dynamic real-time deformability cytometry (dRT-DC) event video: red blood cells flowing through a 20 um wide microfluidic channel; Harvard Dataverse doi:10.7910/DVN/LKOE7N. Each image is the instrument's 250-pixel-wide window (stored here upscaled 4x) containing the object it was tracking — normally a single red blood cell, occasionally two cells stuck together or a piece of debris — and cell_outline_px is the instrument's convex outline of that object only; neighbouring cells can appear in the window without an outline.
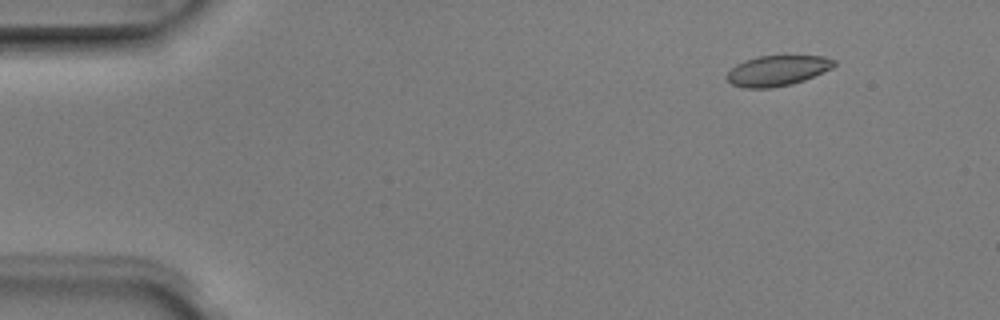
{"species": "Egyptian fruit bat (a non-hibernating species)", "species_latin": "Rousettus aegyptiacus", "temperature_condition": "room temperature", "stored_images_in_passage": 4, "camera_frame_rate_fps": 3000, "um_per_image_px": 0.085, "animal": {"sex": "male"}, "frame": {"image": 1, "passage_image": 2, "time_ms": 0.333, "image_size_px": [1000, 320], "cell_outline_px": [[836, 64], [832, 68], [804, 80], [792, 84], [772, 88], [744, 88], [732, 84], [724, 76], [736, 64], [744, 60], [760, 56], [824, 56], [836, 60]], "centroid_in_image_um": [66.06, 6.01], "position_along_channel_um": 18.9, "area_um2": 19.02}}